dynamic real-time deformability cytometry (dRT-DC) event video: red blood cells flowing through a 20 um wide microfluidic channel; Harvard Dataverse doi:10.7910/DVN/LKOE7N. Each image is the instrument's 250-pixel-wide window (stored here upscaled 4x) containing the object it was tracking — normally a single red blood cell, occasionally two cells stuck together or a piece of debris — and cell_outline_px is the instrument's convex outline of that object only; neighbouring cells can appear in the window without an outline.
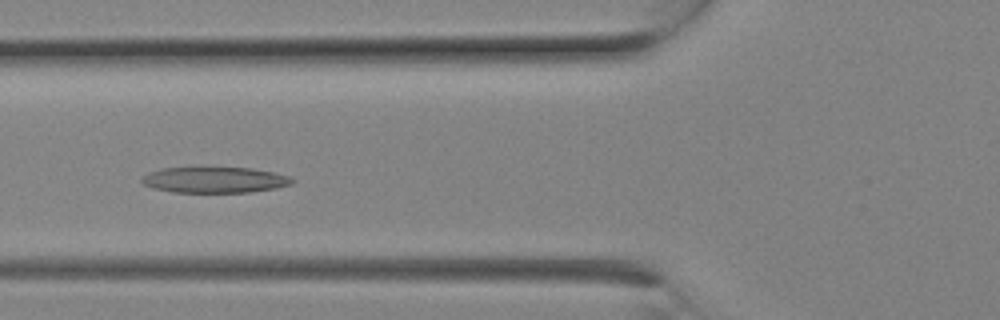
{"species": "Egyptian fruit bat (a non-hibernating species)", "species_latin": "Rousettus aegyptiacus", "temperature_condition": "room temperature", "stored_images_in_passage": 8, "camera_frame_rate_fps": 3000, "um_per_image_px": 0.085, "animal": {"sex": "female"}, "frame": {"image": 1, "passage_image": 7, "time_ms": 2.0, "image_size_px": [1000, 320], "cell_outline_px": [[296, 180], [292, 184], [276, 188], [248, 192], [172, 192], [152, 188], [144, 184], [140, 180], [148, 172], [160, 168], [196, 164], [204, 164], [252, 168], [272, 172], [288, 176]], "centroid_in_image_um": [18.18, 15.22], "position_along_channel_um": 107.6, "area_um2": 23.99}}
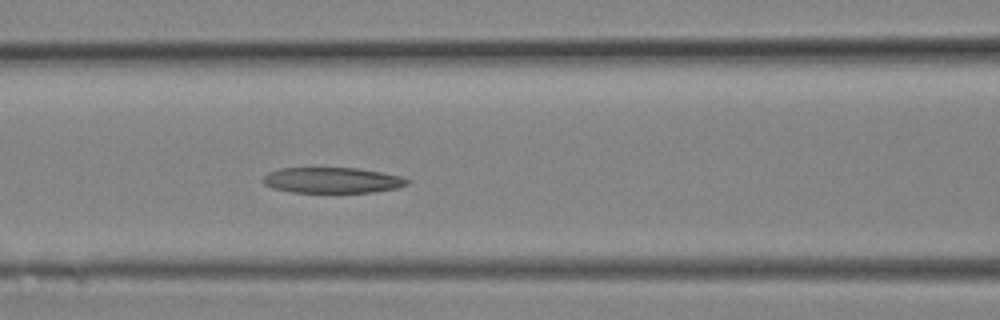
{"frame": {"image": 2, "passage_image": 8, "time_ms": 2.333, "image_size_px": [1000, 320], "cell_outline_px": [[412, 180], [408, 184], [396, 188], [372, 192], [292, 192], [272, 188], [264, 184], [260, 180], [268, 172], [280, 168], [356, 168], [380, 172], [400, 176]], "centroid_in_image_um": [28.21, 15.32], "position_along_channel_um": 138.4, "area_um2": 21.56}}